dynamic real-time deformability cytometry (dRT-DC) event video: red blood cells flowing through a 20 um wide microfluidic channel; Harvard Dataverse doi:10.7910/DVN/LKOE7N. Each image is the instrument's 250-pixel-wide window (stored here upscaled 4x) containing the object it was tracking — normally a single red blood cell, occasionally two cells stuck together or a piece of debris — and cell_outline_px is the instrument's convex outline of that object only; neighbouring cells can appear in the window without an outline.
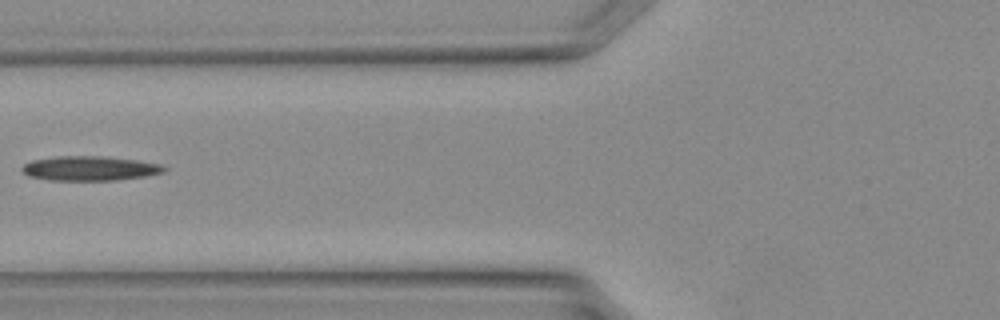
{"species": "Egyptian fruit bat (a non-hibernating species)", "species_latin": "Rousettus aegyptiacus", "temperature_condition": "warm", "stored_images_in_passage": 30, "camera_frame_rate_fps": 3000, "um_per_image_px": 0.085, "animal": {"sex": "female"}, "frame": {"image": 1, "passage_image": 9, "time_ms": 2.667, "image_size_px": [1000, 320], "cell_outline_px": [[168, 168], [164, 172], [144, 176], [116, 180], [48, 180], [28, 176], [20, 168], [24, 164], [32, 160], [60, 156], [104, 156], [136, 160], [160, 164]], "centroid_in_image_um": [7.62, 14.31], "position_along_channel_um": 118.2, "area_um2": 20.23}}